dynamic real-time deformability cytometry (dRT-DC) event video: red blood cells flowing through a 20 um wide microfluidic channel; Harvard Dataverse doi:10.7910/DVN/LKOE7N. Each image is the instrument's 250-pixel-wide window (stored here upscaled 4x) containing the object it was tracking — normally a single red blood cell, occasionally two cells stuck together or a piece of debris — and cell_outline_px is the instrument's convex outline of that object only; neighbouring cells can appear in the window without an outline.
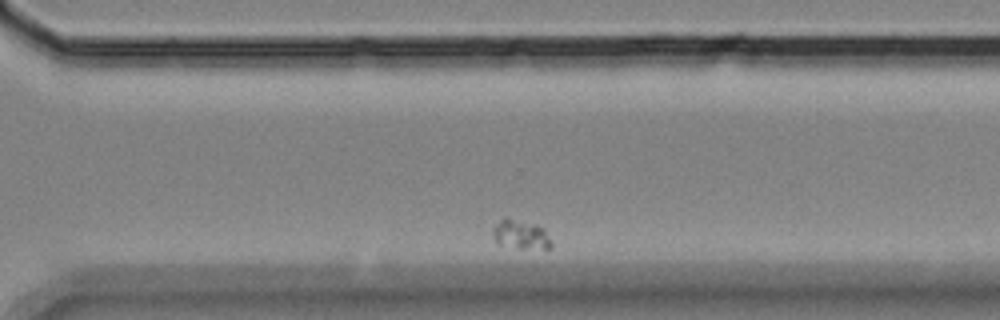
{"species": "Egyptian fruit bat (a non-hibernating species)", "species_latin": "Rousettus aegyptiacus", "temperature_condition": "room temperature", "stored_images_in_passage": 39, "camera_frame_rate_fps": 3000, "um_per_image_px": 0.085, "animal": {"sex": "female"}, "frame": {"image": 1, "passage_image": 34, "time_ms": 11.0, "image_size_px": [1000, 320], "cell_outline_px": [[552, 248], [520, 248], [496, 244], [492, 232], [492, 228], [504, 216], [536, 224], [544, 228], [552, 244]], "centroid_in_image_um": [44.23, 19.92], "position_along_channel_um": 326.4, "area_um2": 10.06}}